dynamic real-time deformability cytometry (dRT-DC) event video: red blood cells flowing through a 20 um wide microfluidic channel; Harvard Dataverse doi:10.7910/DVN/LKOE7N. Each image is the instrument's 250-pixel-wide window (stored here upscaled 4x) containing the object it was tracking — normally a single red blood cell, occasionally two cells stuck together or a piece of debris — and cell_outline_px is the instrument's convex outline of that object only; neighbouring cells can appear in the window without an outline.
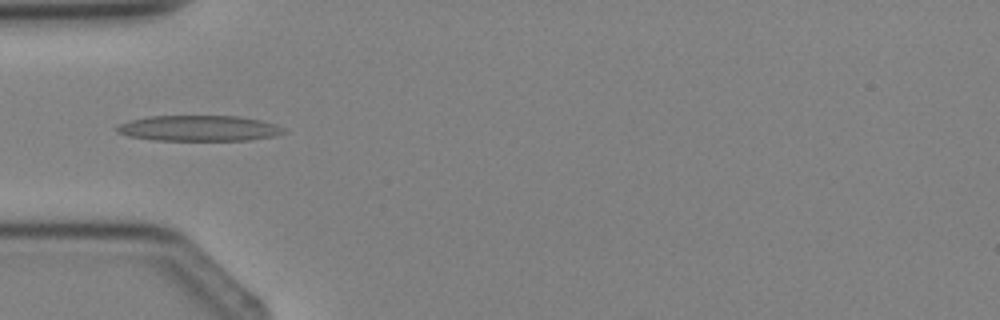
{"species": "Egyptian fruit bat (a non-hibernating species)", "species_latin": "Rousettus aegyptiacus", "temperature_condition": "cold", "stored_images_in_passage": 3, "camera_frame_rate_fps": 3000, "um_per_image_px": 0.085, "animal": {"sex": "female"}, "frame": {"image": 1, "passage_image": 3, "time_ms": 3.333, "image_size_px": [1000, 320], "cell_outline_px": [[284, 132], [276, 136], [248, 140], [152, 140], [128, 136], [116, 132], [116, 124], [128, 120], [148, 116], [240, 116], [260, 120], [276, 124], [284, 128]], "centroid_in_image_um": [16.86, 10.9], "position_along_channel_um": 68.1, "area_um2": 25.14}}